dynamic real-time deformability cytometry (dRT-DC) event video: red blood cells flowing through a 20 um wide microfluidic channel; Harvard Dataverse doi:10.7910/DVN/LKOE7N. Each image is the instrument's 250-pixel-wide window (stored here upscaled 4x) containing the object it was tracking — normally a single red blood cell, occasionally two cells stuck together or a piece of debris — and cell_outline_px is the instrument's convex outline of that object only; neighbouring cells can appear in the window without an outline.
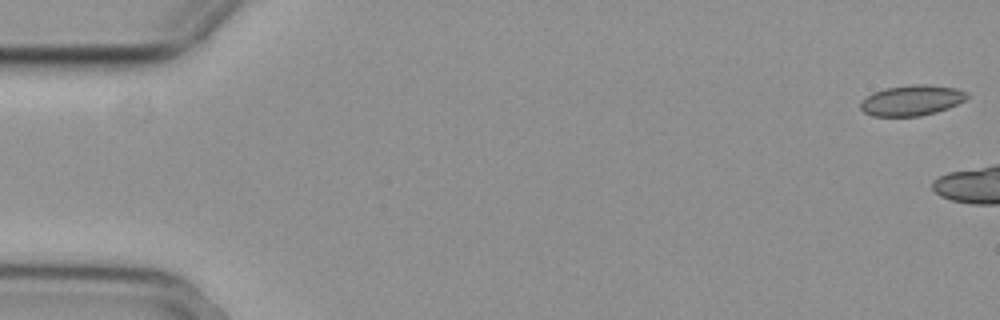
{"species": "common noctule bat (a hibernating species)", "species_latin": "Nyctalus noctula", "temperature_condition": "cold", "stored_images_in_passage": 7, "camera_frame_rate_fps": 3000, "um_per_image_px": 0.085, "animal": {"sex": "female", "body_mass_g": 29.2, "forearm_length_mm": 56.3}, "frame": {"image": 1, "passage_image": 1, "time_ms": 0.0, "image_size_px": [1000, 320], "cell_outline_px": [[968, 96], [964, 100], [948, 108], [936, 112], [920, 116], [872, 116], [864, 112], [860, 108], [860, 100], [872, 92], [884, 88], [912, 84], [928, 84], [956, 88], [968, 92]], "centroid_in_image_um": [77.46, 8.52], "position_along_channel_um": 7.5, "area_um2": 19.13}}